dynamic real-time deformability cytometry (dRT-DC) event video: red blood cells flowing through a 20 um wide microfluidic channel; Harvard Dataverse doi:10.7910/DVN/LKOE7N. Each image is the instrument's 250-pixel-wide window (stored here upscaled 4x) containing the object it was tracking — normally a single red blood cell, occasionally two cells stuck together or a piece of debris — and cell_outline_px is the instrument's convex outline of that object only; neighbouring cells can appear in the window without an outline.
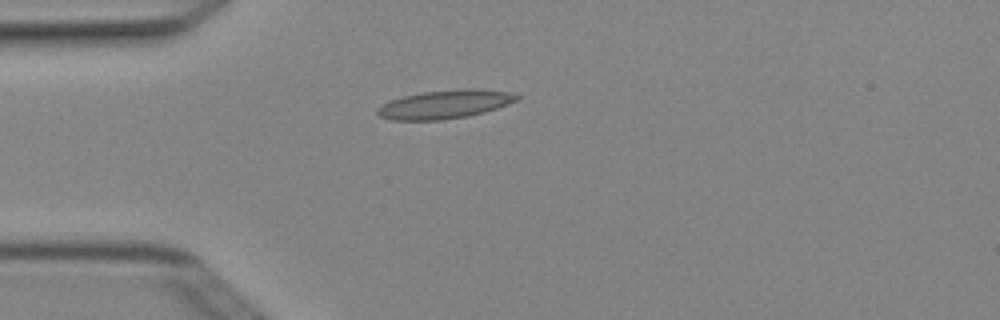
{"species": "Egyptian fruit bat (a non-hibernating species)", "species_latin": "Rousettus aegyptiacus", "temperature_condition": "cold", "stored_images_in_passage": 4, "camera_frame_rate_fps": 3000, "um_per_image_px": 0.085, "animal": {"sex": "female"}, "frame": {"image": 1, "passage_image": 4, "time_ms": 1.0, "image_size_px": [1000, 320], "cell_outline_px": [[520, 100], [484, 112], [468, 116], [440, 120], [392, 120], [380, 116], [376, 112], [376, 108], [388, 100], [404, 96], [424, 92], [460, 88], [476, 88], [508, 92], [520, 96]], "centroid_in_image_um": [37.81, 8.86], "position_along_channel_um": 47.2, "area_um2": 23.29}}